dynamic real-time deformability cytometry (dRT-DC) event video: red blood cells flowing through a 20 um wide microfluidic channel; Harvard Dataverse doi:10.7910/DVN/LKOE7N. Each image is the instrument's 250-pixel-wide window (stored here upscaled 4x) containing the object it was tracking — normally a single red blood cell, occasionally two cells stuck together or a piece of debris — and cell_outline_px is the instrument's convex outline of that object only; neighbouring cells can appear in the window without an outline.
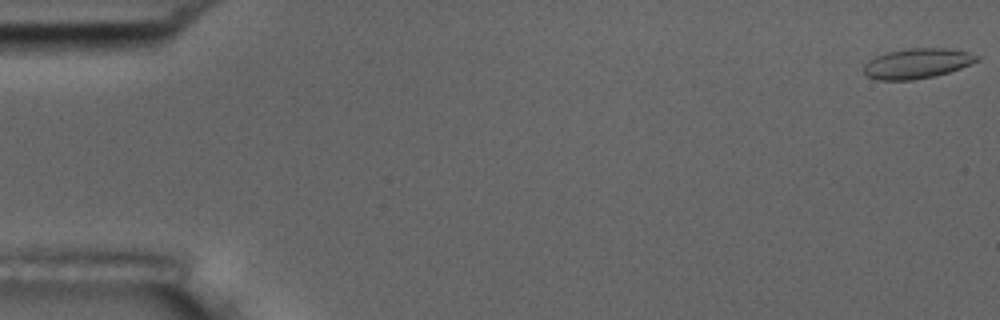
{"species": "common noctule bat (a hibernating species)", "species_latin": "Nyctalus noctula", "temperature_condition": "room temperature", "stored_images_in_passage": 7, "camera_frame_rate_fps": 3000, "um_per_image_px": 0.085, "animal": {"sex": "male", "body_mass_g": 17.5, "forearm_length_mm": 52.3}, "frame": {"image": 1, "passage_image": 1, "time_ms": 0.0, "image_size_px": [1000, 320], "cell_outline_px": [[980, 60], [960, 68], [936, 76], [912, 80], [876, 80], [868, 76], [864, 72], [864, 64], [868, 60], [876, 56], [888, 52], [908, 48], [948, 48], [968, 52], [980, 56]], "centroid_in_image_um": [77.96, 5.39], "position_along_channel_um": 7.0, "area_um2": 19.88}}
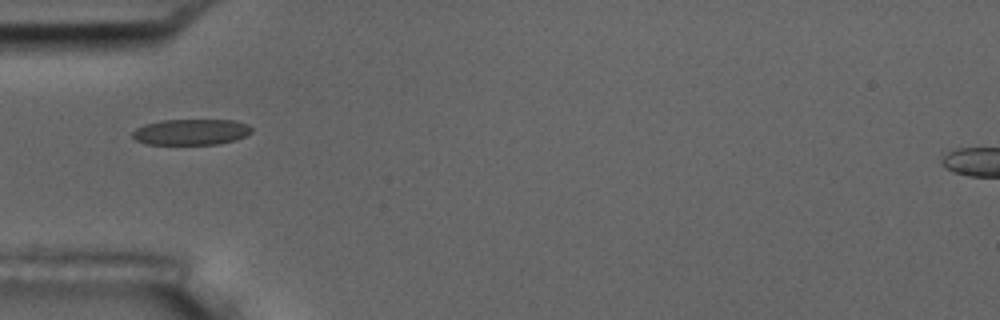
{"frame": {"image": 2, "passage_image": 5, "time_ms": 5.667, "image_size_px": [1000, 320], "cell_outline_px": [[252, 132], [236, 140], [220, 144], [144, 144], [136, 140], [132, 136], [132, 132], [136, 128], [144, 124], [160, 120], [236, 120], [248, 124], [252, 128]], "centroid_in_image_um": [16.24, 11.21], "position_along_channel_um": 68.8, "area_um2": 18.15}}